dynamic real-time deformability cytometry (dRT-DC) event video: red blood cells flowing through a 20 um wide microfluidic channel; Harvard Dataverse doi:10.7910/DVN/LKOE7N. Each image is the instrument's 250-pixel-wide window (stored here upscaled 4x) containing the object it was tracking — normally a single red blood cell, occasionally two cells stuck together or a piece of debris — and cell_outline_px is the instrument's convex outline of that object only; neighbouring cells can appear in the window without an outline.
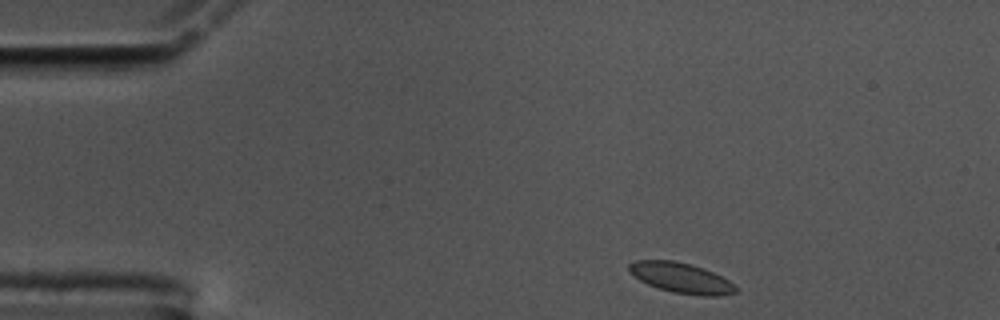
{"species": "common noctule bat (a hibernating species)", "species_latin": "Nyctalus noctula", "temperature_condition": "cold", "stored_images_in_passage": 50, "camera_frame_rate_fps": 3000, "um_per_image_px": 0.085, "animal": {"sex": "male", "body_mass_g": 17.5, "forearm_length_mm": 52.3}, "frame": {"image": 1, "passage_image": 1, "time_ms": 0.0, "image_size_px": [1000, 320], "cell_outline_px": [[740, 288], [736, 292], [720, 296], [704, 296], [672, 292], [648, 284], [640, 280], [628, 272], [628, 264], [632, 260], [672, 260], [704, 268], [728, 280]], "centroid_in_image_um": [57.89, 23.62], "position_along_channel_um": 27.1, "area_um2": 18.84}}
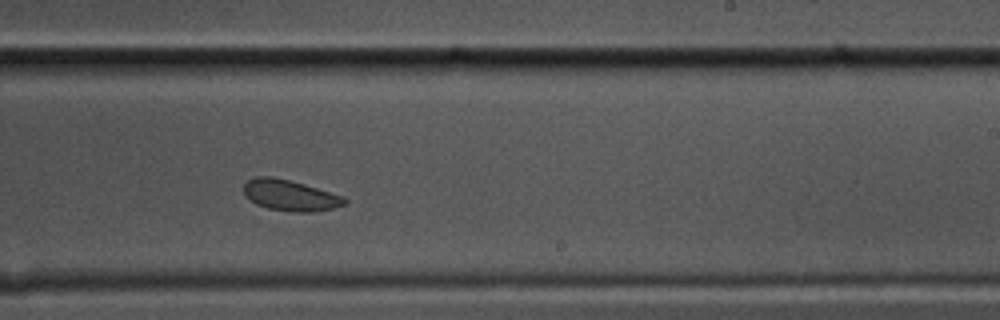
{"frame": {"image": 2, "passage_image": 27, "time_ms": 8.667, "image_size_px": [1000, 320], "cell_outline_px": [[348, 200], [344, 204], [332, 208], [316, 212], [292, 212], [268, 208], [256, 204], [244, 196], [244, 184], [248, 180], [256, 176], [272, 176], [304, 184], [344, 196]], "centroid_in_image_um": [24.64, 16.61], "position_along_channel_um": 264.4, "area_um2": 18.21}}
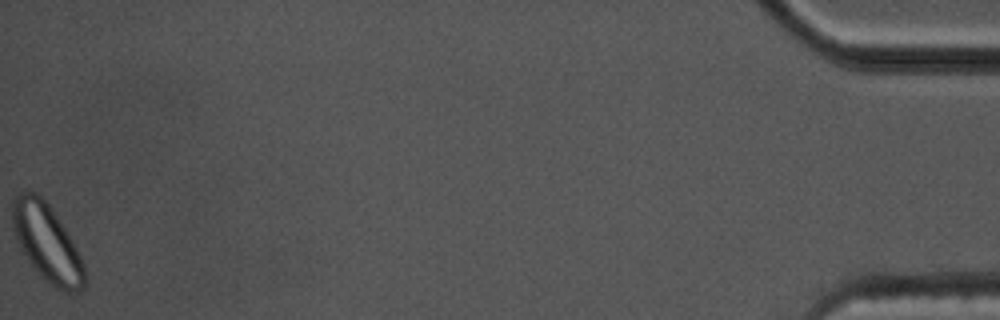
{"frame": {"image": 3, "passage_image": 50, "time_ms": 16.333, "image_size_px": [1000, 320], "cell_outline_px": [[84, 288], [76, 292], [60, 292], [44, 280], [40, 276], [24, 256], [16, 240], [12, 228], [12, 200], [16, 192], [36, 192], [48, 204], [72, 240], [84, 264]], "centroid_in_image_um": [3.95, 20.66], "position_along_channel_um": 431.2, "area_um2": 32.54}, "authors_computed_cell_mechanics": {"area_um2": 18.6694, "velocity_mm_per_s": 3.4628, "shape_relaxation_time_tau1_ms": 9.666, "shape_relaxation_time_tau2_ms": null, "deformation_change_tau1": 0.1433, "deformation_change_tau2": null}}